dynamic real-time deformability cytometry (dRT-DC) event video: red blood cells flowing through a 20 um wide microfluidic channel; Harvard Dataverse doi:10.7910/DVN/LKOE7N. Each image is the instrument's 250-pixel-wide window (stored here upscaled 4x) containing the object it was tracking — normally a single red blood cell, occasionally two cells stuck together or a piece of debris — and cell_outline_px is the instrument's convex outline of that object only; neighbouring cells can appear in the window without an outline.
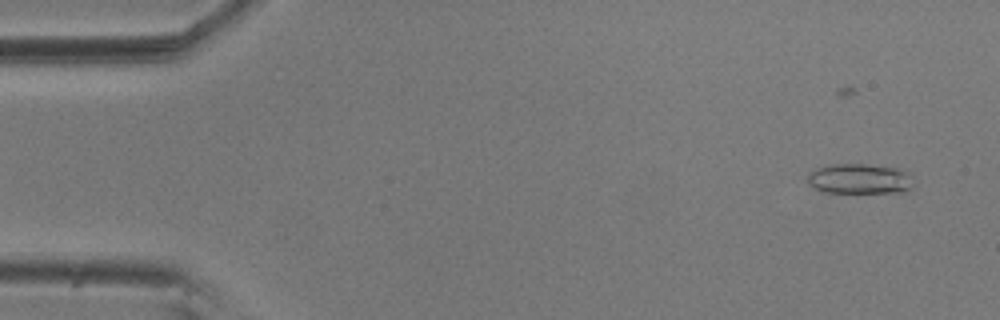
{"species": "common noctule bat (a hibernating species)", "species_latin": "Nyctalus noctula", "temperature_condition": "room temperature", "stored_images_in_passage": 9, "camera_frame_rate_fps": 3000, "um_per_image_px": 0.085, "animal": {"sex": "male", "body_mass_g": 20.5, "forearm_length_mm": 52.5}, "frame": {"image": 1, "passage_image": 3, "time_ms": 0.667, "image_size_px": [1000, 320], "cell_outline_px": [[912, 188], [900, 192], [824, 192], [808, 184], [808, 176], [816, 168], [828, 164], [864, 164], [900, 168], [908, 172]], "centroid_in_image_um": [73.05, 15.19], "position_along_channel_um": 11.9, "area_um2": 18.44}}